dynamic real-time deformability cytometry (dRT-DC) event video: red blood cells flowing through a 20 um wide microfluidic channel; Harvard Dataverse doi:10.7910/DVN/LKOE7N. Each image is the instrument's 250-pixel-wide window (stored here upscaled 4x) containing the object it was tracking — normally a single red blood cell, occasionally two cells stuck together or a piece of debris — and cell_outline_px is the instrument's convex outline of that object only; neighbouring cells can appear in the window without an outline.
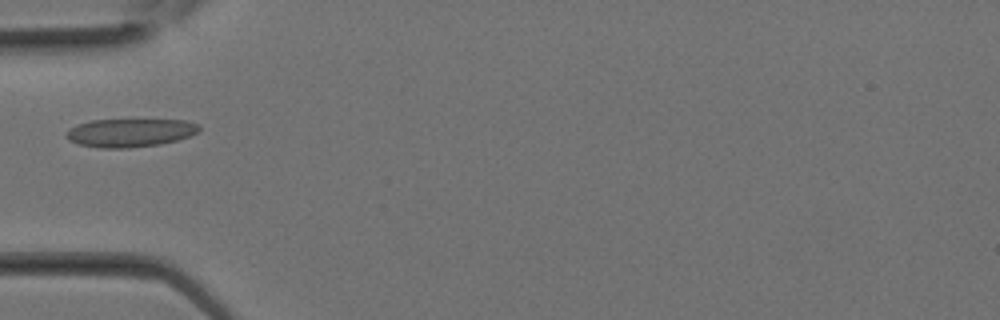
{"species": "Egyptian fruit bat (a non-hibernating species)", "species_latin": "Rousettus aegyptiacus", "temperature_condition": "room temperature", "stored_images_in_passage": 16, "camera_frame_rate_fps": 3000, "um_per_image_px": 0.085, "animal": {"sex": "female"}, "frame": {"image": 1, "passage_image": 4, "time_ms": 1.0, "image_size_px": [1000, 320], "cell_outline_px": [[200, 128], [196, 132], [188, 136], [176, 140], [160, 144], [128, 148], [104, 148], [80, 144], [68, 140], [68, 128], [76, 124], [92, 120], [184, 120], [200, 124]], "centroid_in_image_um": [11.05, 11.27], "position_along_channel_um": 73.9, "area_um2": 21.68}}
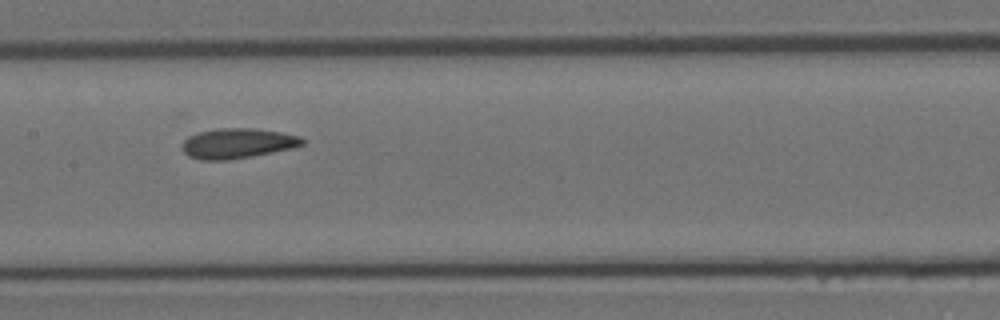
{"frame": {"image": 2, "passage_image": 9, "time_ms": 2.667, "image_size_px": [1000, 320], "cell_outline_px": [[304, 144], [292, 148], [252, 156], [228, 160], [200, 160], [188, 156], [184, 152], [184, 140], [188, 136], [200, 132], [216, 128], [256, 128], [280, 132], [300, 136], [304, 140]], "centroid_in_image_um": [20.2, 12.18], "position_along_channel_um": 187.2, "area_um2": 20.98}}
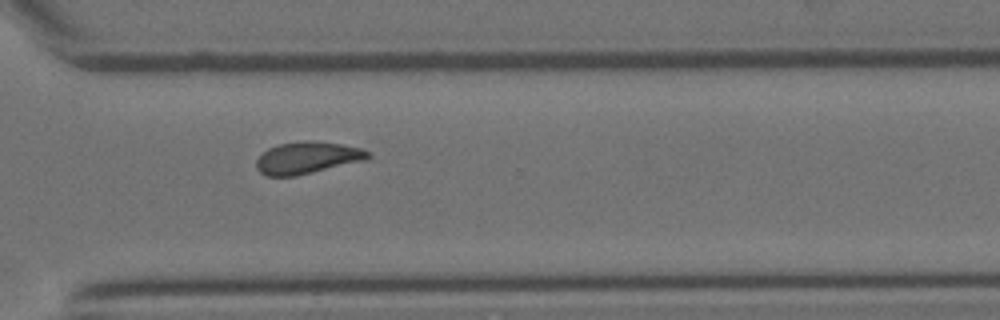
{"frame": {"image": 3, "passage_image": 16, "time_ms": 5.0, "image_size_px": [1000, 320], "cell_outline_px": [[372, 156], [364, 160], [296, 176], [264, 176], [256, 168], [256, 160], [268, 148], [280, 144], [304, 140], [312, 140], [340, 144], [360, 148], [372, 152]], "centroid_in_image_um": [26.11, 13.41], "position_along_channel_um": 344.5, "area_um2": 20.75}}